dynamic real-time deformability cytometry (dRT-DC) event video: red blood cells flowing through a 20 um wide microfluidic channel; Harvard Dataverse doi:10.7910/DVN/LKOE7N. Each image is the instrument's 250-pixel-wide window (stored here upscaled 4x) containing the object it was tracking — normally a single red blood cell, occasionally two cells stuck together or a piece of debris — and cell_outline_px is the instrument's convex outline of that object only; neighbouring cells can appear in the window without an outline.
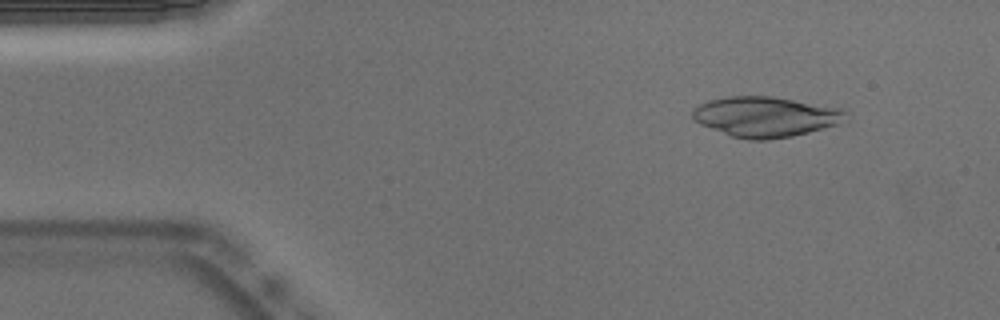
{"species": "Egyptian fruit bat (a non-hibernating species)", "species_latin": "Rousettus aegyptiacus", "temperature_condition": "warm", "stored_images_in_passage": 47, "camera_frame_rate_fps": 3000, "um_per_image_px": 0.085, "animal": {"sex": "male"}, "frame": {"image": 1, "passage_image": 1, "time_ms": 0.0, "image_size_px": [1000, 320], "cell_outline_px": [[848, 112], [840, 124], [792, 136], [768, 140], [748, 140], [732, 136], [700, 124], [692, 120], [692, 108], [708, 100], [728, 96], [772, 96], [844, 108]], "centroid_in_image_um": [65.07, 9.91], "position_along_channel_um": 19.9, "area_um2": 36.18}}